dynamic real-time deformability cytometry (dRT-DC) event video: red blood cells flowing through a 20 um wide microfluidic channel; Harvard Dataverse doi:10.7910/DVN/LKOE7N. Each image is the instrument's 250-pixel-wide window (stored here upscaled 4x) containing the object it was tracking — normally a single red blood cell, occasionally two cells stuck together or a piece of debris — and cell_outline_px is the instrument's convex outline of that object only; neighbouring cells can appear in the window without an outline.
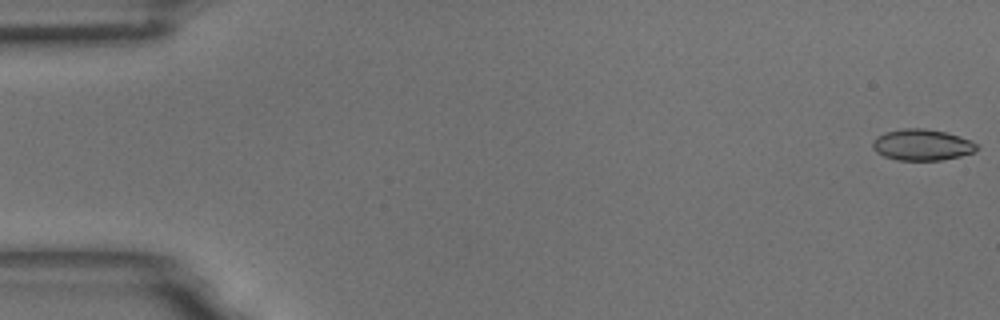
{"species": "common noctule bat (a hibernating species)", "species_latin": "Nyctalus noctula", "temperature_condition": "room temperature", "stored_images_in_passage": 14, "camera_frame_rate_fps": 3000, "um_per_image_px": 0.085, "animal": {"sex": "male", "body_mass_g": 18.8}, "frame": {"image": 1, "passage_image": 1, "time_ms": 0.0, "image_size_px": [1000, 320], "cell_outline_px": [[980, 148], [976, 152], [960, 156], [940, 160], [896, 160], [884, 156], [876, 152], [872, 148], [872, 140], [876, 136], [884, 132], [904, 128], [924, 128], [944, 132], [960, 136], [972, 140]], "centroid_in_image_um": [78.37, 12.31], "position_along_channel_um": 6.6, "area_um2": 19.19}}